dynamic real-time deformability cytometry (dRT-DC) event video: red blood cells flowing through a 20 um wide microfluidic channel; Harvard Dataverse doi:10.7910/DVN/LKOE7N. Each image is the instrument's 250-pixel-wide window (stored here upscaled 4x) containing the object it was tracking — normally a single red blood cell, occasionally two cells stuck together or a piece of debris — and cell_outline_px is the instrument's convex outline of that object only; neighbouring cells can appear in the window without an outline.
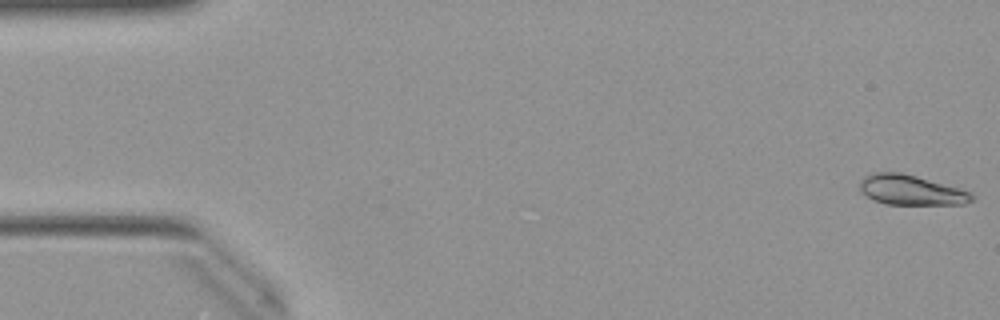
{"species": "Egyptian fruit bat (a non-hibernating species)", "species_latin": "Rousettus aegyptiacus", "temperature_condition": "warm", "stored_images_in_passage": 50, "camera_frame_rate_fps": 3000, "um_per_image_px": 0.085, "animal": {"sex": "female"}, "frame": {"image": 1, "passage_image": 1, "time_ms": 0.0, "image_size_px": [1000, 320], "cell_outline_px": [[976, 200], [964, 204], [884, 204], [872, 200], [860, 192], [860, 180], [864, 176], [872, 172], [900, 172], [916, 176], [972, 192]], "centroid_in_image_um": [77.41, 16.16], "position_along_channel_um": 7.6, "area_um2": 19.71}}
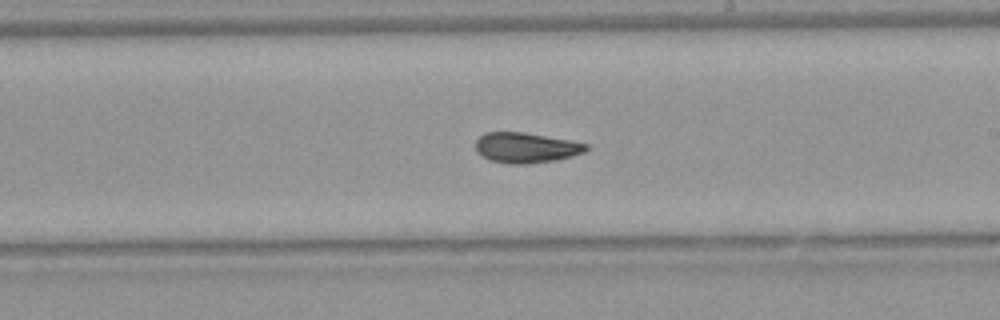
{"frame": {"image": 2, "passage_image": 29, "time_ms": 9.333, "image_size_px": [1000, 320], "cell_outline_px": [[588, 148], [584, 152], [572, 156], [556, 160], [528, 164], [508, 164], [488, 160], [480, 156], [476, 152], [476, 140], [484, 132], [524, 132], [568, 140], [588, 144]], "centroid_in_image_um": [44.66, 12.56], "position_along_channel_um": 244.3, "area_um2": 19.65}}
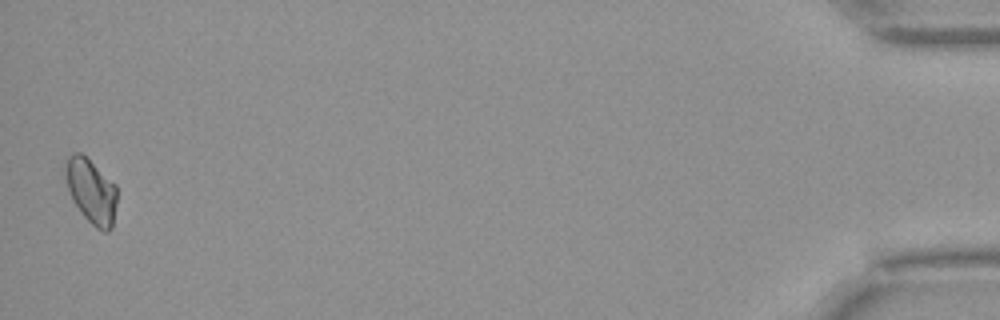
{"frame": {"image": 3, "passage_image": 50, "time_ms": 16.333, "image_size_px": [1000, 320], "cell_outline_px": [[116, 204], [112, 228], [108, 232], [104, 232], [96, 228], [84, 216], [72, 200], [68, 188], [64, 172], [64, 164], [68, 156], [72, 152], [80, 152], [116, 184]], "centroid_in_image_um": [7.74, 16.24], "position_along_channel_um": 427.5, "area_um2": 19.42}, "authors_computed_cell_mechanics": {"area_um2": 19.5364, "velocity_mm_per_s": 4.0082, "shape_relaxation_time_tau1_ms": 4.2683, "shape_relaxation_time_tau2_ms": 3.9925, "deformation_change_tau1": 0.128, "deformation_change_tau2": 0.0369}}